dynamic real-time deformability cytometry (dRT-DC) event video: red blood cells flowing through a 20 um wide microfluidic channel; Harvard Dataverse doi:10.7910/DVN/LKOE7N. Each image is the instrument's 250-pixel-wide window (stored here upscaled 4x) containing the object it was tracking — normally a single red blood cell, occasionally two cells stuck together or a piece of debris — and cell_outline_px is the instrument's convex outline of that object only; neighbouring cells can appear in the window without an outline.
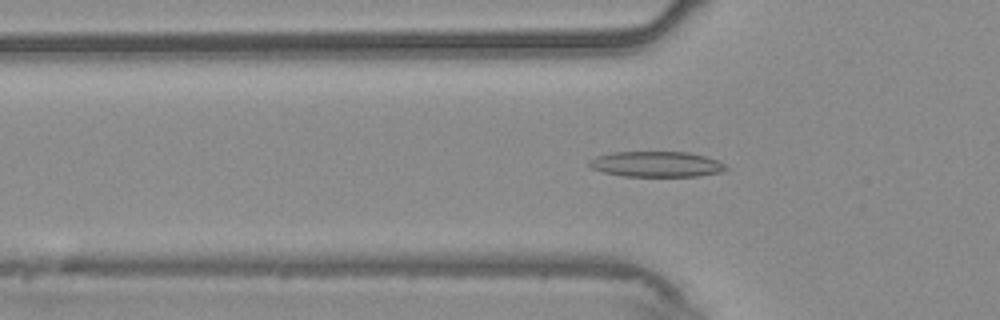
{"species": "common noctule bat (a hibernating species)", "species_latin": "Nyctalus noctula", "temperature_condition": "warm", "stored_images_in_passage": 38, "camera_frame_rate_fps": 3000, "um_per_image_px": 0.085, "animal": {"sex": "male", "body_mass_g": 20.4}, "frame": {"image": 1, "passage_image": 2, "time_ms": 0.333, "image_size_px": [1000, 320], "cell_outline_px": [[728, 168], [720, 172], [700, 176], [624, 176], [604, 172], [592, 168], [588, 164], [596, 156], [612, 152], [688, 152], [720, 160]], "centroid_in_image_um": [55.83, 13.95], "position_along_channel_um": 70.0, "area_um2": 20.23}}
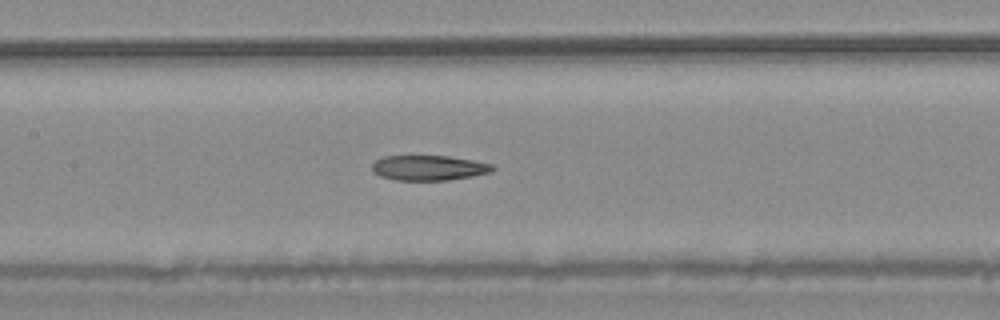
{"frame": {"image": 2, "passage_image": 10, "time_ms": 3.0, "image_size_px": [1000, 320], "cell_outline_px": [[496, 168], [492, 172], [472, 176], [448, 180], [396, 180], [380, 176], [372, 172], [372, 164], [376, 160], [384, 156], [448, 156], [472, 160], [492, 164]], "centroid_in_image_um": [36.44, 14.27], "position_along_channel_um": 171.0, "area_um2": 17.63}}
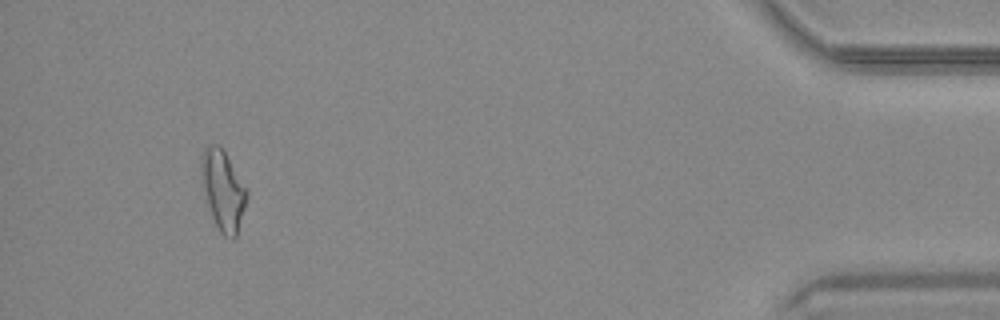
{"frame": {"image": 3, "passage_image": 35, "time_ms": 11.333, "image_size_px": [1000, 320], "cell_outline_px": [[248, 196], [236, 236], [232, 240], [224, 236], [220, 232], [204, 200], [200, 176], [200, 156], [204, 148], [208, 144], [220, 144], [248, 192]], "centroid_in_image_um": [18.9, 16.14], "position_along_channel_um": 416.3, "area_um2": 21.44}}